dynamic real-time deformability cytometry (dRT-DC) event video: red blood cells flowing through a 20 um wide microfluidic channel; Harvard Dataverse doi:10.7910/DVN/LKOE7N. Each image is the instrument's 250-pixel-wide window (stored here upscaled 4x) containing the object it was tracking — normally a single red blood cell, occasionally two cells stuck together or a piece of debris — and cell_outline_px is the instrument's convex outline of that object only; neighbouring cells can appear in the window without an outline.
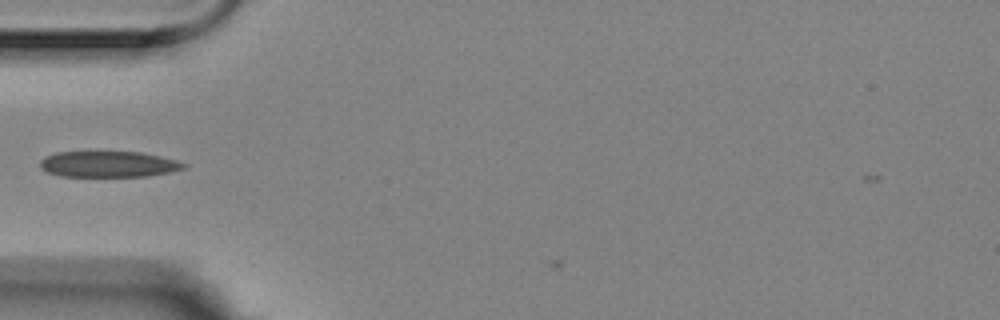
{"species": "Egyptian fruit bat (a non-hibernating species)", "species_latin": "Rousettus aegyptiacus", "temperature_condition": "room temperature", "stored_images_in_passage": 2, "camera_frame_rate_fps": 3000, "um_per_image_px": 0.085, "animal": {"sex": "female"}, "frame": {"image": 1, "passage_image": 1, "time_ms": 0.0, "image_size_px": [1000, 320], "cell_outline_px": [[188, 164], [184, 168], [168, 172], [148, 176], [60, 176], [48, 172], [40, 168], [40, 160], [44, 156], [56, 152], [140, 152], [160, 156], [176, 160]], "centroid_in_image_um": [9.19, 13.95], "position_along_channel_um": 75.8, "area_um2": 21.68}}